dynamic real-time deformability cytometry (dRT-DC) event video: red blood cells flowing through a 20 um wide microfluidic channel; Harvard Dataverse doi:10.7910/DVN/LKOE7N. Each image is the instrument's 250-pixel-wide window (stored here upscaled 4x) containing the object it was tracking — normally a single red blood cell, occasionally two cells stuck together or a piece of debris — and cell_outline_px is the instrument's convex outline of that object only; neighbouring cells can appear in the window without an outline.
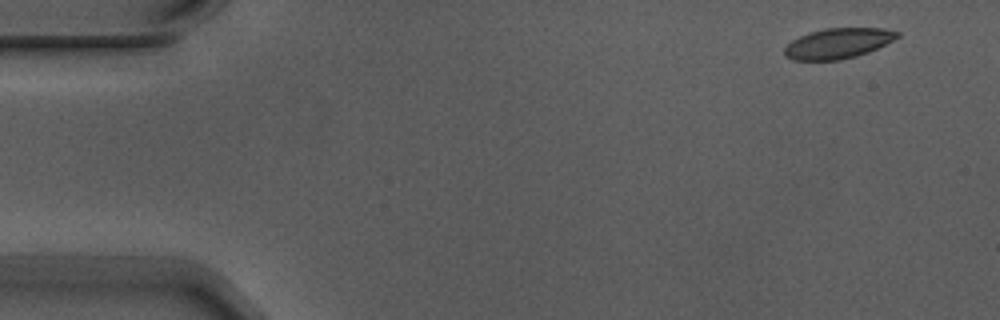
{"species": "Egyptian fruit bat (a non-hibernating species)", "species_latin": "Rousettus aegyptiacus", "temperature_condition": "warm", "stored_images_in_passage": 9, "camera_frame_rate_fps": 3000, "um_per_image_px": 0.085, "animal": {"sex": "male"}, "frame": {"image": 1, "passage_image": 1, "time_ms": 0.0, "image_size_px": [1000, 320], "cell_outline_px": [[900, 36], [868, 52], [856, 56], [840, 60], [792, 60], [784, 56], [784, 48], [792, 40], [808, 32], [824, 28], [880, 28], [900, 32]], "centroid_in_image_um": [71.19, 3.68], "position_along_channel_um": 13.8, "area_um2": 19.88}}
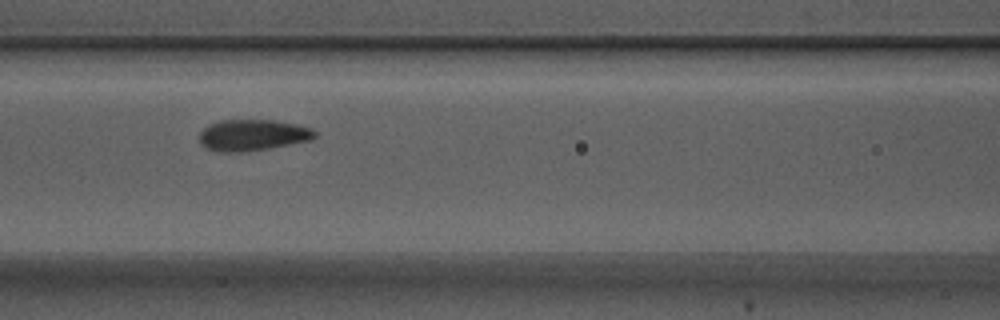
{"frame": {"image": 2, "passage_image": 6, "time_ms": 1.667, "image_size_px": [1000, 320], "cell_outline_px": [[316, 136], [312, 140], [248, 152], [220, 152], [208, 148], [200, 144], [200, 132], [208, 124], [220, 120], [276, 120], [296, 124], [312, 128], [316, 132]], "centroid_in_image_um": [21.49, 11.48], "position_along_channel_um": 145.1, "area_um2": 21.21}}
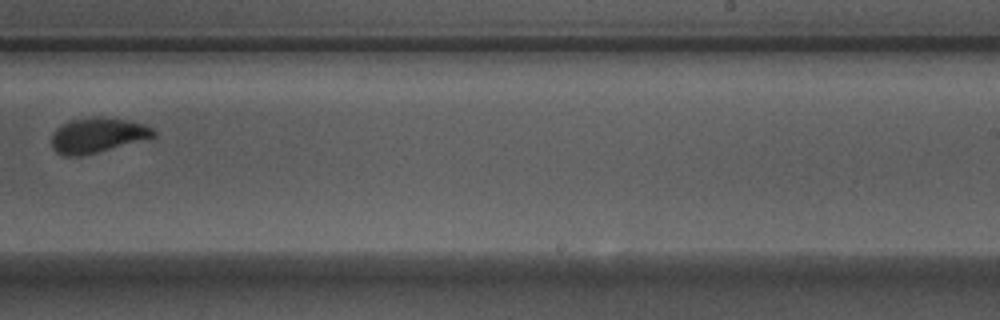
{"frame": {"image": 3, "passage_image": 9, "time_ms": 2.667, "image_size_px": [1000, 320], "cell_outline_px": [[156, 136], [96, 152], [80, 156], [64, 156], [56, 152], [52, 148], [52, 132], [56, 128], [72, 120], [92, 116], [100, 116], [128, 120], [144, 124], [152, 128], [156, 132]], "centroid_in_image_um": [8.26, 11.48], "position_along_channel_um": 280.7, "area_um2": 20.63}}